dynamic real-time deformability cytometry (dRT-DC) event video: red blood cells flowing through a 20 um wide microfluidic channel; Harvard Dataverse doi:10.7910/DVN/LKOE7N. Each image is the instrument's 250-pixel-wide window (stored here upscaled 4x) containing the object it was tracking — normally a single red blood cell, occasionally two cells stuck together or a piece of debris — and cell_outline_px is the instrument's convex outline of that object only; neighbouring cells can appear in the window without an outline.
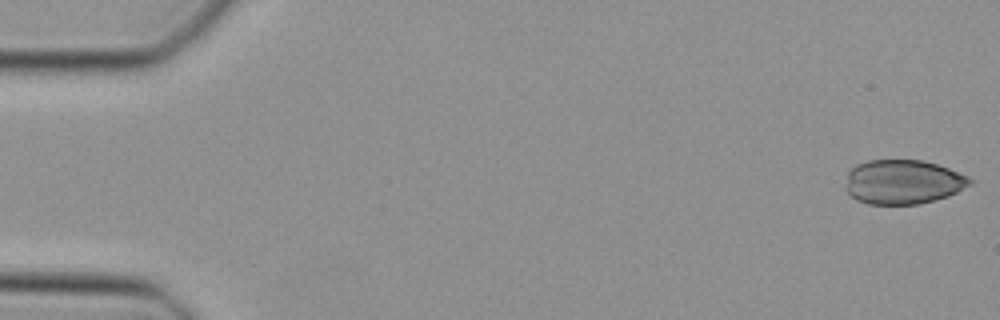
{"species": "Egyptian fruit bat (a non-hibernating species)", "species_latin": "Rousettus aegyptiacus", "temperature_condition": "cold", "stored_images_in_passage": 47, "camera_frame_rate_fps": 3000, "um_per_image_px": 0.085, "animal": {"sex": "female"}, "frame": {"image": 1, "passage_image": 1, "time_ms": 0.0, "image_size_px": [1000, 320], "cell_outline_px": [[976, 180], [972, 184], [948, 196], [936, 200], [920, 204], [868, 204], [856, 200], [844, 188], [848, 172], [856, 164], [868, 160], [924, 160], [948, 168], [968, 176]], "centroid_in_image_um": [76.76, 15.46], "position_along_channel_um": 8.2, "area_um2": 32.43}}
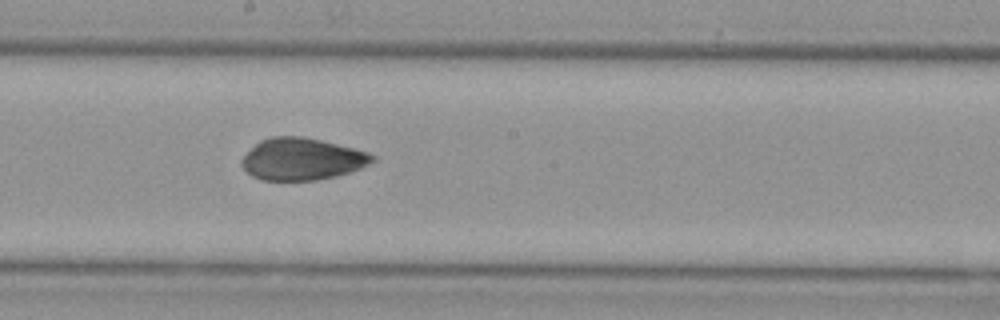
{"frame": {"image": 2, "passage_image": 26, "time_ms": 8.333, "image_size_px": [1000, 320], "cell_outline_px": [[376, 160], [360, 168], [336, 176], [316, 180], [264, 180], [252, 176], [240, 164], [240, 160], [260, 140], [272, 136], [300, 136], [320, 140], [368, 152], [376, 156]], "centroid_in_image_um": [25.66, 13.52], "position_along_channel_um": 222.5, "area_um2": 31.67}}
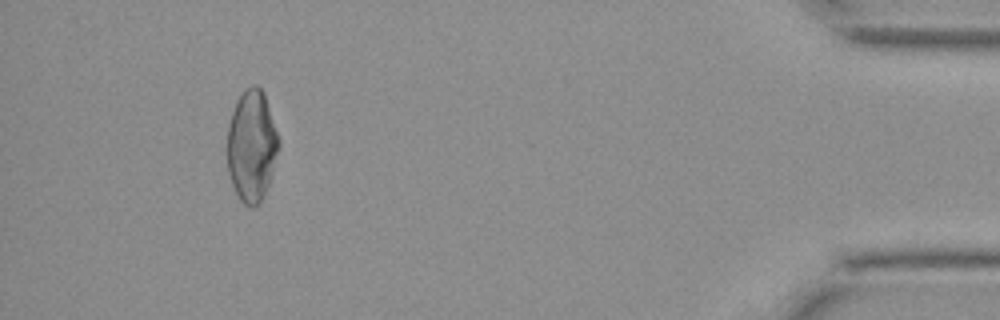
{"frame": {"image": 3, "passage_image": 44, "time_ms": 14.333, "image_size_px": [1000, 320], "cell_outline_px": [[280, 148], [264, 196], [260, 204], [252, 208], [244, 204], [240, 200], [232, 184], [228, 172], [224, 148], [228, 124], [236, 100], [252, 84], [256, 84], [264, 92], [280, 140]], "centroid_in_image_um": [21.37, 12.42], "position_along_channel_um": 413.8, "area_um2": 34.22}}